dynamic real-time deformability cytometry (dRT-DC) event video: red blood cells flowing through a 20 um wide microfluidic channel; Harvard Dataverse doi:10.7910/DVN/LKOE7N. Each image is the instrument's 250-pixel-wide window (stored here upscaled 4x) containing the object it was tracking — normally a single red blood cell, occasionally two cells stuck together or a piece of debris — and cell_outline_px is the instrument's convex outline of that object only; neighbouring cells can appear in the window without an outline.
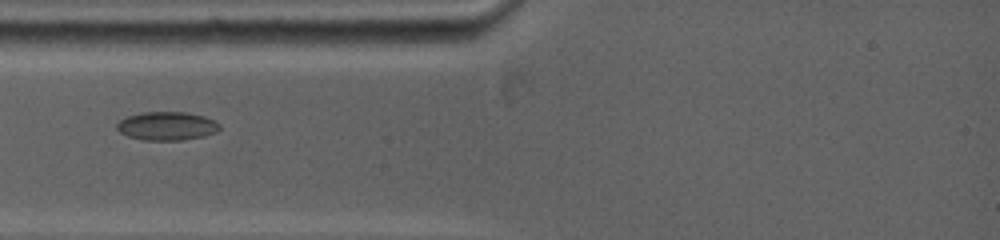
{"species": "common noctule bat (a hibernating species)", "species_latin": "Nyctalus noctula", "temperature_condition": "warm", "stored_images_in_passage": 34, "camera_frame_rate_fps": 5000, "um_per_image_px": 0.085, "animal": {"sex": "female", "body_mass_g": 19.0, "forearm_length_mm": 53.3}, "frame": {"image": 1, "passage_image": 2, "time_ms": 0.6, "image_size_px": [1000, 240], "cell_outline_px": [[220, 128], [216, 132], [204, 136], [180, 140], [144, 140], [128, 136], [120, 132], [116, 128], [116, 124], [120, 120], [128, 116], [144, 112], [188, 112], [204, 116], [220, 124]], "centroid_in_image_um": [14.18, 10.71], "position_along_channel_um": 70.8, "area_um2": 16.99}}
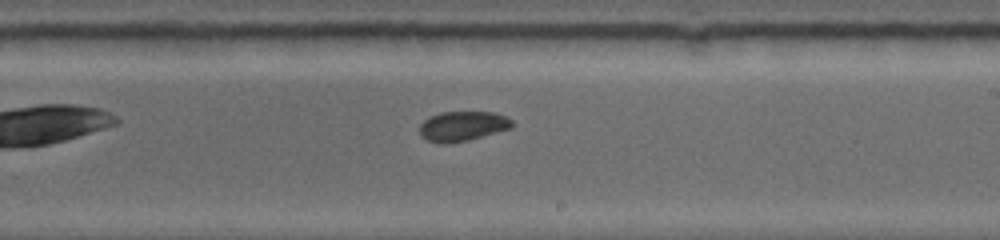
{"frame": {"image": 2, "passage_image": 12, "time_ms": 5.2, "image_size_px": [1000, 240], "cell_outline_px": [[516, 124], [512, 128], [464, 140], [428, 140], [420, 136], [420, 124], [428, 116], [440, 112], [496, 112], [512, 120]], "centroid_in_image_um": [39.36, 10.65], "position_along_channel_um": 249.6, "area_um2": 15.43}}
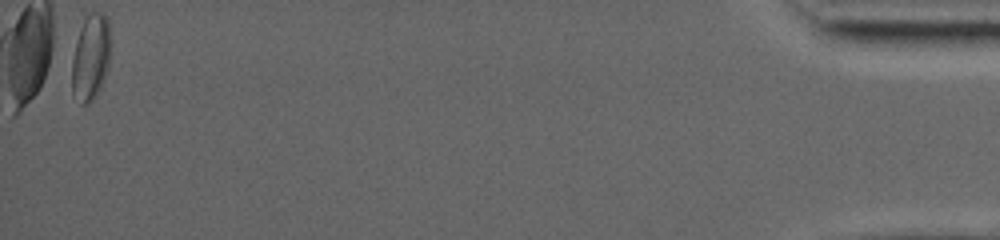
{"frame": {"image": 3, "passage_image": 34, "time_ms": 13.6, "image_size_px": [1000, 240], "cell_outline_px": [[108, 64], [104, 80], [96, 96], [92, 100], [84, 104], [80, 104], [72, 92], [72, 60], [76, 40], [80, 28], [88, 12], [104, 12], [108, 16]], "centroid_in_image_um": [7.68, 4.86], "position_along_channel_um": 427.5, "area_um2": 19.19}}